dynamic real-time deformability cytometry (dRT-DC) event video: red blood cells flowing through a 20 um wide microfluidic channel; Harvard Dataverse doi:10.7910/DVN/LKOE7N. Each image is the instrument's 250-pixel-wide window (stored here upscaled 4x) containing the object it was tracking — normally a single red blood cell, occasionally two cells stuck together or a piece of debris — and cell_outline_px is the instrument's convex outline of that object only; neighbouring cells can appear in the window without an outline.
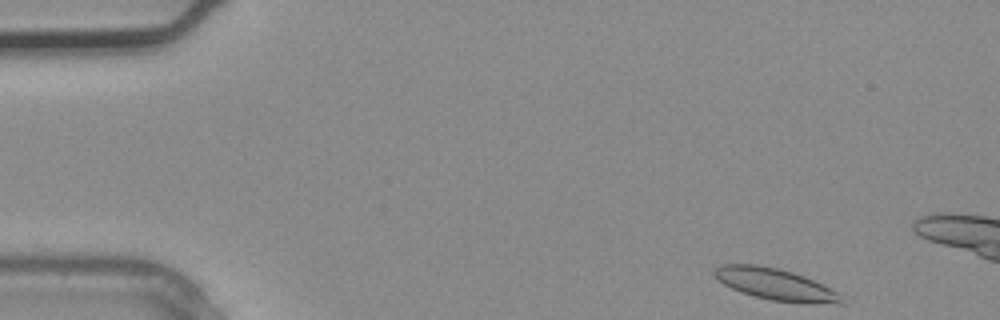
{"species": "common noctule bat (a hibernating species)", "species_latin": "Nyctalus noctula", "temperature_condition": "warm", "stored_images_in_passage": 3, "camera_frame_rate_fps": 3000, "um_per_image_px": 0.085, "animal": {"sex": "male", "body_mass_g": 20.4}, "frame": {"image": 1, "passage_image": 1, "time_ms": 0.0, "image_size_px": [1000, 320], "cell_outline_px": [[844, 304], [808, 304], [772, 300], [740, 292], [716, 280], [712, 276], [712, 268], [720, 264], [756, 264], [780, 268], [804, 276], [836, 292]], "centroid_in_image_um": [65.81, 24.15], "position_along_channel_um": 19.2, "area_um2": 23.47}}